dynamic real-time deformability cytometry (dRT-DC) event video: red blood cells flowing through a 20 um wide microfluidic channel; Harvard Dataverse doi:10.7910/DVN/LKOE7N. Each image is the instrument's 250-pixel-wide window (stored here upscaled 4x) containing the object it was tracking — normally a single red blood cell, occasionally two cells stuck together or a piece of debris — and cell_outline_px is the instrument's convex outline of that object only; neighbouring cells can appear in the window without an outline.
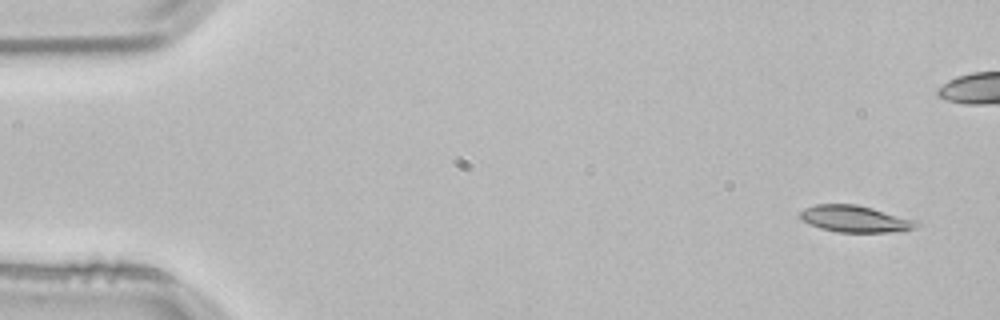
{"species": "common noctule bat (a hibernating species)", "species_latin": "Nyctalus noctula", "temperature_condition": "room temperature", "stored_images_in_passage": 4, "camera_frame_rate_fps": 3000, "um_per_image_px": 0.085, "animal": {"sex": "male", "body_mass_g": 21.5, "forearm_length_mm": 52.0}, "frame": {"image": 1, "passage_image": 1, "time_ms": 0.0, "image_size_px": [1000, 320], "cell_outline_px": [[920, 224], [912, 228], [888, 232], [840, 232], [820, 228], [808, 224], [800, 220], [800, 212], [804, 208], [816, 204], [856, 204], [920, 220]], "centroid_in_image_um": [72.67, 18.59], "position_along_channel_um": 12.3, "area_um2": 18.15}}